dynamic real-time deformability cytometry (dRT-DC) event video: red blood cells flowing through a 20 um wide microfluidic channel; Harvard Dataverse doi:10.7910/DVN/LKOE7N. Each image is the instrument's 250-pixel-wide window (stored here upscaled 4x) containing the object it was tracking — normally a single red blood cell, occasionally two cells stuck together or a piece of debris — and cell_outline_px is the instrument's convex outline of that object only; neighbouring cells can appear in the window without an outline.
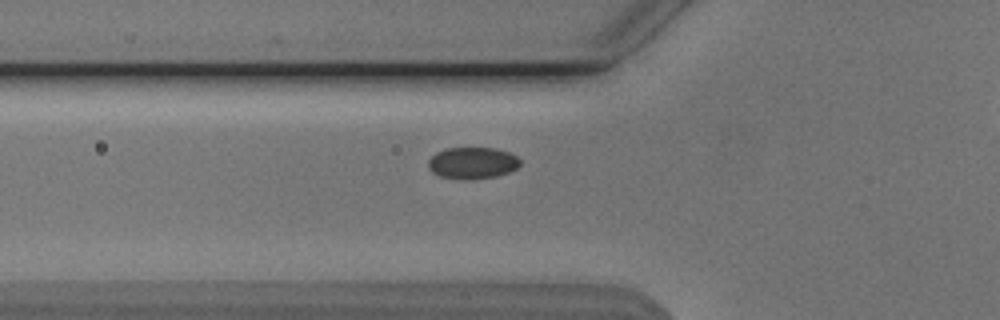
{"species": "Egyptian fruit bat (a non-hibernating species)", "species_latin": "Rousettus aegyptiacus", "temperature_condition": "cold", "stored_images_in_passage": 34, "camera_frame_rate_fps": 3000, "um_per_image_px": 0.085, "animal": {"sex": "male"}, "frame": {"image": 1, "passage_image": 4, "time_ms": 1.0, "image_size_px": [1000, 320], "cell_outline_px": [[520, 164], [516, 168], [508, 172], [496, 176], [472, 180], [464, 180], [440, 176], [432, 172], [428, 168], [428, 160], [436, 152], [448, 148], [496, 148], [508, 152], [516, 156], [520, 160]], "centroid_in_image_um": [40.14, 13.86], "position_along_channel_um": 85.7, "area_um2": 16.99}}
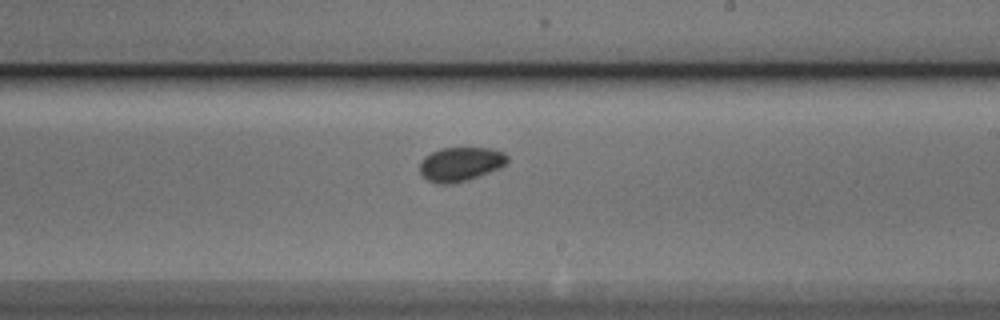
{"frame": {"image": 2, "passage_image": 17, "time_ms": 5.333, "image_size_px": [1000, 320], "cell_outline_px": [[508, 160], [500, 168], [464, 180], [444, 184], [440, 184], [428, 180], [420, 172], [420, 160], [424, 156], [440, 148], [492, 148], [504, 152], [508, 156]], "centroid_in_image_um": [39.13, 13.92], "position_along_channel_um": 249.9, "area_um2": 17.11}}
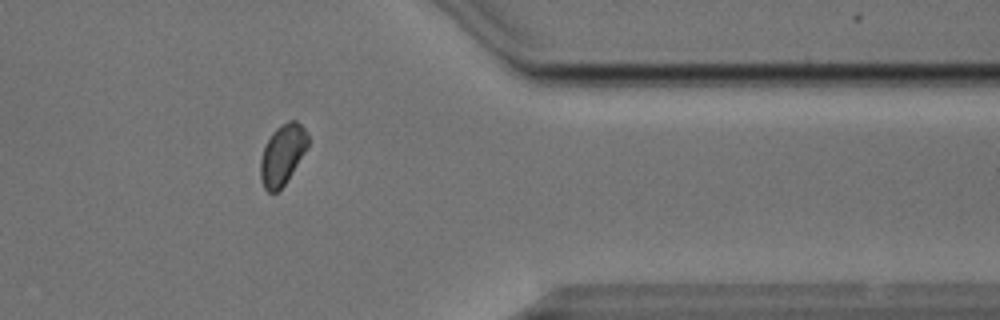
{"frame": {"image": 3, "passage_image": 29, "time_ms": 9.333, "image_size_px": [1000, 320], "cell_outline_px": [[308, 144], [304, 152], [292, 172], [284, 184], [276, 192], [268, 192], [264, 188], [260, 176], [260, 160], [264, 148], [272, 132], [276, 128], [288, 120], [296, 120], [304, 128], [308, 136]], "centroid_in_image_um": [23.99, 13.12], "position_along_channel_um": 387.4, "area_um2": 16.36}, "authors_computed_cell_mechanics": {"area_um2": 16.9932, "velocity_mm_per_s": 3.7826, "shape_relaxation_time_tau1_ms": 1.9881, "shape_relaxation_time_tau2_ms": 3.1302, "deformation_change_tau1": 0.0319, "deformation_change_tau2": 0.0401}}